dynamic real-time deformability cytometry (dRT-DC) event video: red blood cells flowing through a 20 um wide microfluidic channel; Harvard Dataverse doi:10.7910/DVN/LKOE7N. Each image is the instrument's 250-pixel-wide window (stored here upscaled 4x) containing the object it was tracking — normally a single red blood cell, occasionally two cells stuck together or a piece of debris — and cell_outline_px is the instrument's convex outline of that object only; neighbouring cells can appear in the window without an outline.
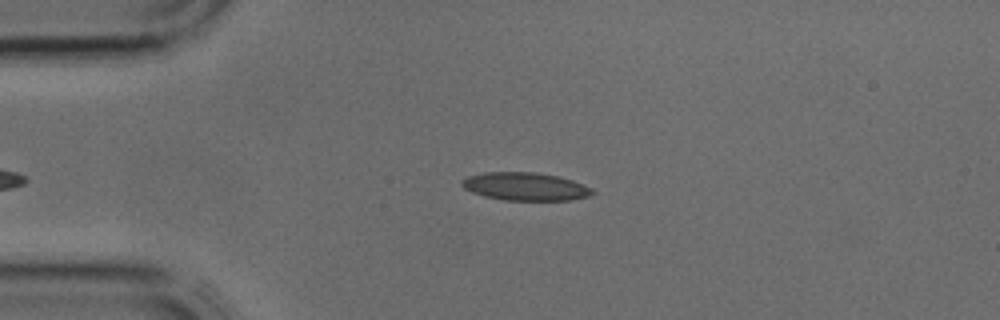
{"species": "common noctule bat (a hibernating species)", "species_latin": "Nyctalus noctula", "temperature_condition": "cold", "stored_images_in_passage": 26, "camera_frame_rate_fps": 3000, "um_per_image_px": 0.085, "animal": {"sex": "male", "body_mass_g": 17.9, "forearm_length_mm": 54.2}, "frame": {"image": 1, "passage_image": 2, "time_ms": 0.333, "image_size_px": [1000, 320], "cell_outline_px": [[596, 192], [588, 196], [572, 200], [504, 200], [484, 196], [472, 192], [464, 188], [460, 184], [460, 180], [468, 176], [484, 172], [532, 172], [560, 176], [584, 184], [592, 188]], "centroid_in_image_um": [44.65, 15.85], "position_along_channel_um": 40.3, "area_um2": 21.44}}
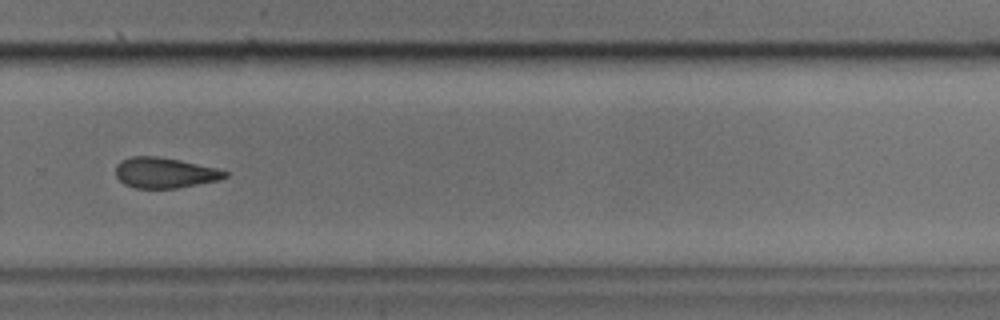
{"frame": {"image": 2, "passage_image": 20, "time_ms": 6.333, "image_size_px": [1000, 320], "cell_outline_px": [[228, 176], [220, 180], [176, 188], [136, 188], [124, 184], [116, 176], [116, 164], [120, 160], [132, 156], [156, 156], [180, 160], [216, 168], [228, 172]], "centroid_in_image_um": [13.99, 14.68], "position_along_channel_um": 315.8, "area_um2": 19.42}}
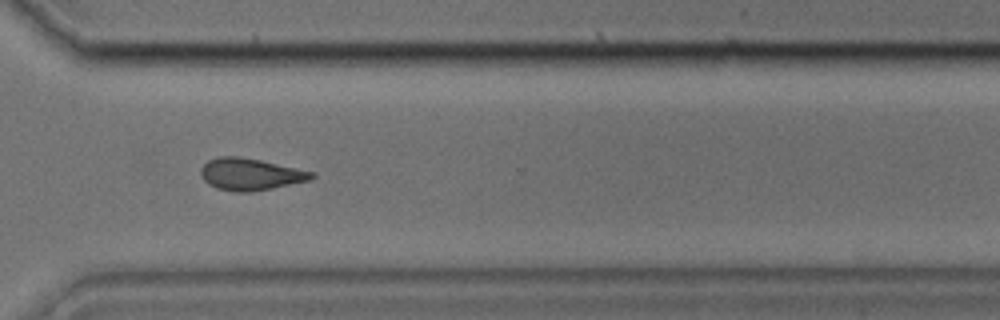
{"frame": {"image": 3, "passage_image": 22, "time_ms": 7.0, "image_size_px": [1000, 320], "cell_outline_px": [[316, 176], [312, 180], [272, 188], [248, 192], [236, 192], [216, 188], [208, 184], [204, 180], [200, 172], [200, 168], [208, 160], [220, 156], [236, 156], [260, 160], [316, 172]], "centroid_in_image_um": [21.3, 14.81], "position_along_channel_um": 349.3, "area_um2": 20.69}}